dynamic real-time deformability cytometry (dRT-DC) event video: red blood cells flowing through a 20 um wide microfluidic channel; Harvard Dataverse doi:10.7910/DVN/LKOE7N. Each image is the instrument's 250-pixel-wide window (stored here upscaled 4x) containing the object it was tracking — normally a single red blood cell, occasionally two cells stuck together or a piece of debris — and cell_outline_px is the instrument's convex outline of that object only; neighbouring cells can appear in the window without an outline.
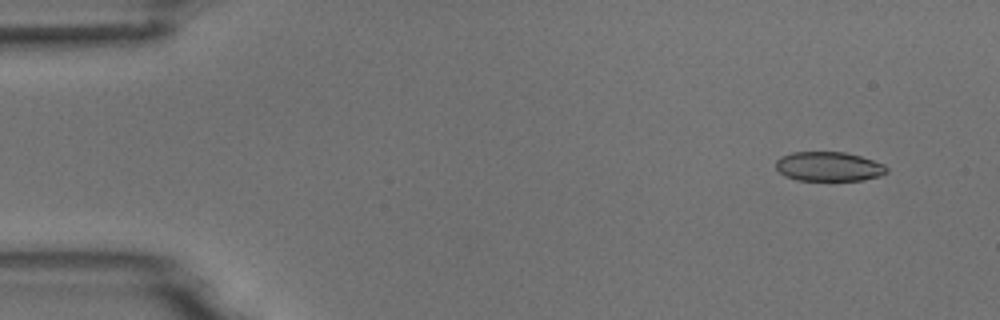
{"species": "common noctule bat (a hibernating species)", "species_latin": "Nyctalus noctula", "temperature_condition": "room temperature", "stored_images_in_passage": 4, "camera_frame_rate_fps": 3000, "um_per_image_px": 0.085, "animal": {"sex": "male", "body_mass_g": 18.8}, "frame": {"image": 1, "passage_image": 1, "time_ms": 0.0, "image_size_px": [1000, 320], "cell_outline_px": [[888, 172], [880, 176], [864, 180], [796, 180], [784, 176], [776, 168], [776, 160], [780, 156], [792, 152], [844, 152], [860, 156], [884, 164], [888, 168]], "centroid_in_image_um": [70.44, 14.15], "position_along_channel_um": 14.6, "area_um2": 19.07}}
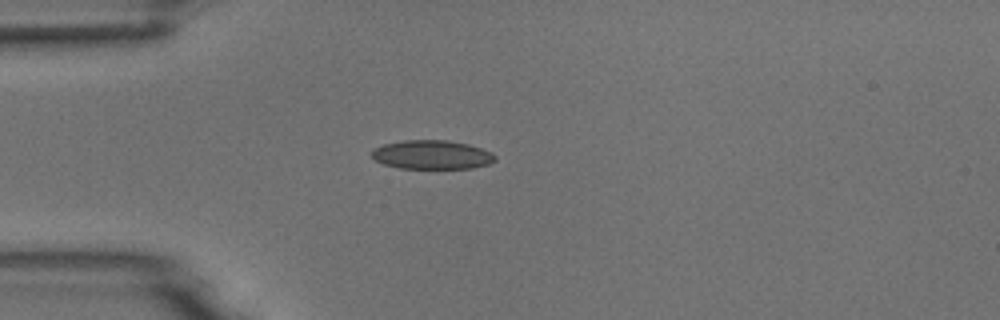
{"frame": {"image": 2, "passage_image": 4, "time_ms": 3.333, "image_size_px": [1000, 320], "cell_outline_px": [[496, 160], [488, 164], [472, 168], [400, 168], [384, 164], [376, 160], [372, 156], [372, 148], [384, 144], [404, 140], [448, 140], [468, 144], [492, 152], [496, 156]], "centroid_in_image_um": [36.72, 13.14], "position_along_channel_um": 48.3, "area_um2": 20.75}}